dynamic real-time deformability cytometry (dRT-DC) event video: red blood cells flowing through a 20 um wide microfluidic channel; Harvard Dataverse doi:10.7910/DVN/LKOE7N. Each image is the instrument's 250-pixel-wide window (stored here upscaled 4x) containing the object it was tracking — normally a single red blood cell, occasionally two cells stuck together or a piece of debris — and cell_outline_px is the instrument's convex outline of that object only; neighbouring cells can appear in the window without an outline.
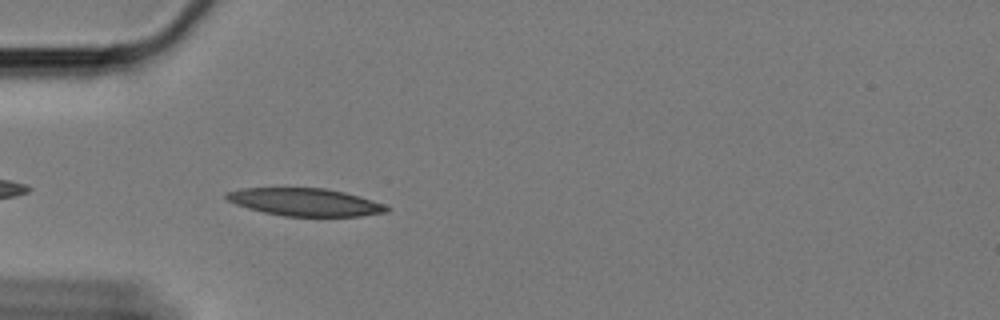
{"species": "Egyptian fruit bat (a non-hibernating species)", "species_latin": "Rousettus aegyptiacus", "temperature_condition": "cold", "stored_images_in_passage": 45, "camera_frame_rate_fps": 3000, "um_per_image_px": 0.085, "animal": {"sex": "female"}, "frame": {"image": 1, "passage_image": 3, "time_ms": 0.667, "image_size_px": [1000, 320], "cell_outline_px": [[392, 208], [388, 212], [360, 216], [284, 216], [264, 212], [248, 208], [236, 204], [228, 200], [224, 196], [224, 192], [240, 188], [328, 188], [360, 196], [384, 204]], "centroid_in_image_um": [25.94, 17.17], "position_along_channel_um": 59.1, "area_um2": 25.95}}
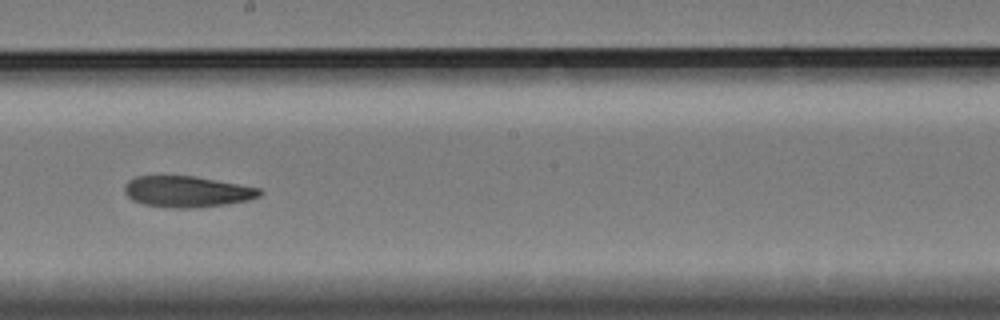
{"frame": {"image": 2, "passage_image": 19, "time_ms": 6.0, "image_size_px": [1000, 320], "cell_outline_px": [[264, 192], [260, 196], [248, 200], [224, 204], [188, 208], [172, 208], [144, 204], [132, 200], [124, 192], [124, 184], [128, 180], [136, 176], [196, 176], [260, 188]], "centroid_in_image_um": [15.88, 16.28], "position_along_channel_um": 232.3, "area_um2": 24.45}}
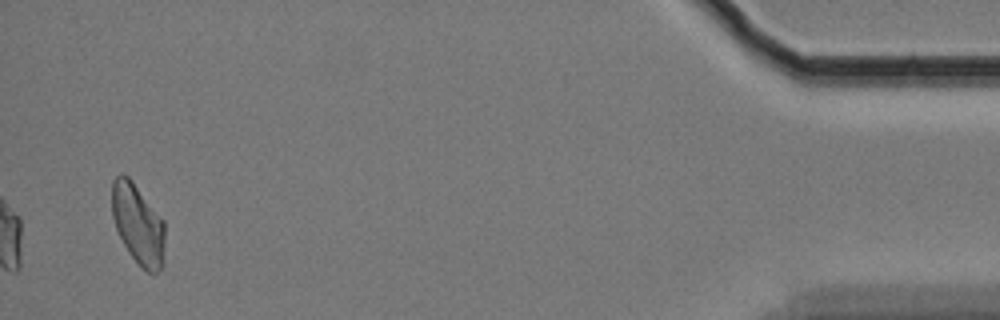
{"frame": {"image": 3, "passage_image": 43, "time_ms": 14.0, "image_size_px": [1000, 320], "cell_outline_px": [[164, 264], [156, 272], [148, 272], [128, 252], [116, 228], [112, 216], [112, 180], [116, 176], [128, 176], [132, 180], [164, 220]], "centroid_in_image_um": [11.74, 19.04], "position_along_channel_um": 423.5, "area_um2": 24.51}, "authors_computed_cell_mechanics": {"area_um2": 25.143, "velocity_mm_per_s": 3.3343, "shape_relaxation_time_tau1_ms": null, "shape_relaxation_time_tau2_ms": 10.7653, "deformation_change_tau1": null, "deformation_change_tau2": 0.185}}